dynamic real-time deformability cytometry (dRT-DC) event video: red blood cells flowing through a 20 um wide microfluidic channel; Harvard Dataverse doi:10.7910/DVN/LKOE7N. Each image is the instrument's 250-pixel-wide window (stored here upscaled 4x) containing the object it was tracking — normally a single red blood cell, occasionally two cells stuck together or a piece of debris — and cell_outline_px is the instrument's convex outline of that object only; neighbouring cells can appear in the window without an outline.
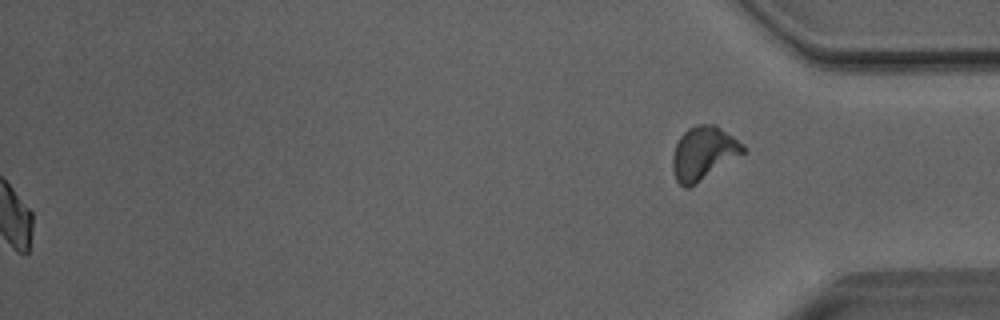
{"species": "Egyptian fruit bat (a non-hibernating species)", "species_latin": "Rousettus aegyptiacus", "temperature_condition": "room temperature", "stored_images_in_passage": 52, "segment_of_instrument_passage": [2, 2], "camera_frame_rate_fps": 3000, "um_per_image_px": 0.085, "animal": {"sex": "male"}, "frame": {"image": 1, "passage_image": 52, "time_ms": 17.0, "image_size_px": [1000, 320], "cell_outline_px": [[748, 148], [744, 152], [696, 184], [688, 188], [684, 188], [676, 180], [672, 168], [672, 156], [676, 144], [680, 136], [688, 128], [696, 124], [716, 124], [744, 144]], "centroid_in_image_um": [59.78, 13.0], "position_along_channel_um": 375.4, "area_um2": 21.91}}